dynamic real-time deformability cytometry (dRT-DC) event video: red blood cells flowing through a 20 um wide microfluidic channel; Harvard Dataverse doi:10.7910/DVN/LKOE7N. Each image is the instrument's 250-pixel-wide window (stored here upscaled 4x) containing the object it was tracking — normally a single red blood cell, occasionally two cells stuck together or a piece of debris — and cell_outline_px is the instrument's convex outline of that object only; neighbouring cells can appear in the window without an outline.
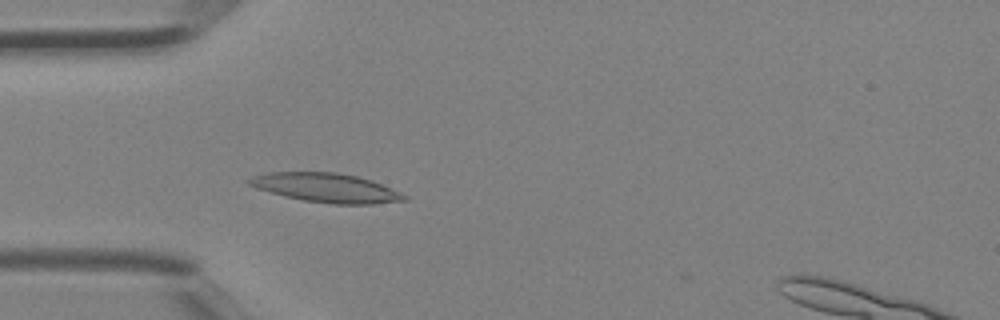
{"species": "Egyptian fruit bat (a non-hibernating species)", "species_latin": "Rousettus aegyptiacus", "temperature_condition": "room temperature", "stored_images_in_passage": 32, "segment_of_instrument_passage": [1, 2], "camera_frame_rate_fps": 3000, "um_per_image_px": 0.085, "animal": {"sex": "female"}, "frame": {"image": 1, "passage_image": 2, "time_ms": 0.333, "image_size_px": [1000, 320], "cell_outline_px": [[408, 200], [372, 204], [332, 204], [304, 200], [284, 196], [256, 188], [248, 184], [244, 180], [252, 176], [268, 172], [336, 172], [356, 176], [372, 180], [400, 192], [408, 196]], "centroid_in_image_um": [27.71, 15.96], "position_along_channel_um": 57.3, "area_um2": 26.36}}
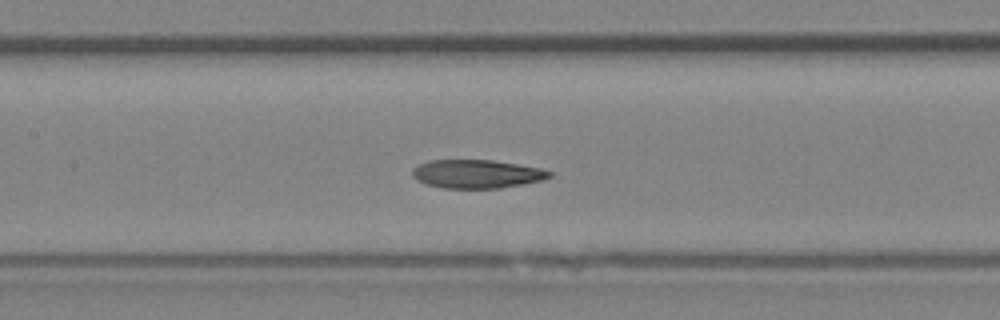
{"frame": {"image": 2, "passage_image": 9, "time_ms": 2.667, "image_size_px": [1000, 320], "cell_outline_px": [[552, 176], [544, 180], [500, 188], [444, 188], [424, 184], [416, 180], [412, 176], [412, 168], [428, 160], [492, 160], [540, 168], [552, 172]], "centroid_in_image_um": [40.5, 14.79], "position_along_channel_um": 166.9, "area_um2": 22.83}}
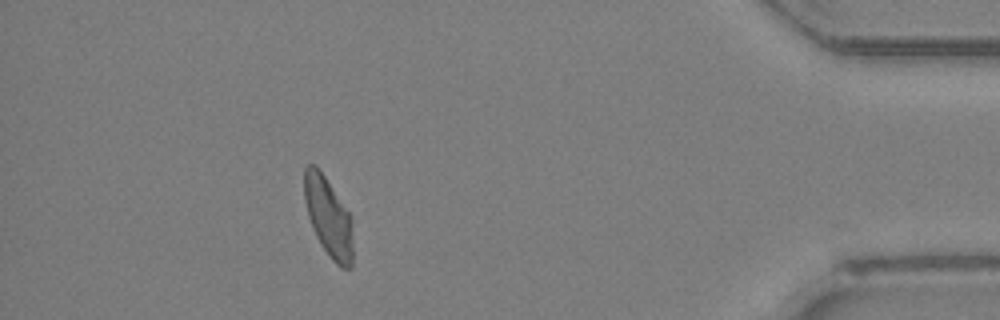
{"frame": {"image": 3, "passage_image": 27, "time_ms": 8.667, "image_size_px": [1000, 320], "cell_outline_px": [[352, 268], [340, 268], [332, 260], [320, 244], [312, 228], [308, 216], [304, 200], [304, 168], [308, 164], [316, 164], [320, 168], [352, 216]], "centroid_in_image_um": [27.91, 18.42], "position_along_channel_um": 407.3, "area_um2": 22.95}}